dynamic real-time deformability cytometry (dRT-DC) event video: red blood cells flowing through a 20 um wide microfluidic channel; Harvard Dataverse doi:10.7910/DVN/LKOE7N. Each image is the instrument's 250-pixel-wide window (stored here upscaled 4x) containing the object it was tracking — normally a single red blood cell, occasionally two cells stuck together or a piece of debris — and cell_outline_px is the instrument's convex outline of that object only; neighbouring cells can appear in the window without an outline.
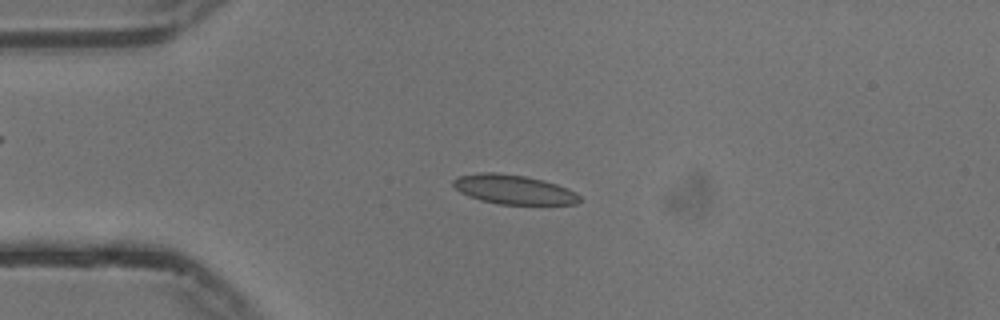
{"species": "common noctule bat (a hibernating species)", "species_latin": "Nyctalus noctula", "temperature_condition": "cold", "stored_images_in_passage": 43, "camera_frame_rate_fps": 3000, "um_per_image_px": 0.085, "animal": {"sex": "male", "body_mass_g": 13.3}, "frame": {"image": 1, "passage_image": 2, "time_ms": 0.333, "image_size_px": [1000, 320], "cell_outline_px": [[580, 200], [576, 204], [500, 204], [480, 200], [468, 196], [460, 192], [452, 184], [452, 180], [460, 176], [480, 172], [496, 172], [524, 176], [544, 180], [568, 188], [576, 192], [580, 196]], "centroid_in_image_um": [43.66, 16.1], "position_along_channel_um": 41.3, "area_um2": 21.56}}
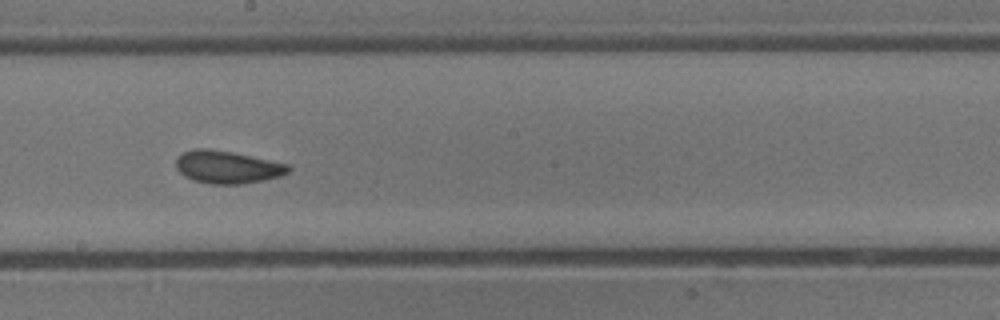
{"frame": {"image": 2, "passage_image": 19, "time_ms": 6.0, "image_size_px": [1000, 320], "cell_outline_px": [[292, 168], [288, 172], [280, 176], [264, 180], [240, 184], [212, 184], [192, 180], [184, 176], [176, 168], [176, 160], [184, 152], [196, 148], [208, 148], [232, 152], [252, 156], [288, 164]], "centroid_in_image_um": [19.33, 14.2], "position_along_channel_um": 228.9, "area_um2": 21.33}}
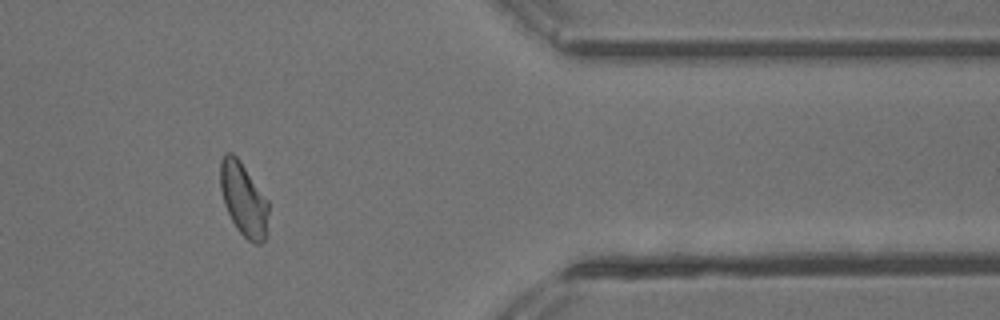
{"frame": {"image": 3, "passage_image": 34, "time_ms": 11.0, "image_size_px": [1000, 320], "cell_outline_px": [[268, 212], [264, 240], [260, 244], [252, 244], [236, 228], [224, 204], [220, 188], [220, 160], [224, 152], [232, 152], [240, 160], [268, 200]], "centroid_in_image_um": [20.68, 16.91], "position_along_channel_um": 390.7, "area_um2": 20.58}, "authors_computed_cell_mechanics": {"area_um2": 20.9814, "velocity_mm_per_s": 3.7303, "shape_relaxation_time_tau1_ms": 5.9867, "shape_relaxation_time_tau2_ms": 1.4285, "deformation_change_tau1": 0.1197, "deformation_change_tau2": 0.0601}}